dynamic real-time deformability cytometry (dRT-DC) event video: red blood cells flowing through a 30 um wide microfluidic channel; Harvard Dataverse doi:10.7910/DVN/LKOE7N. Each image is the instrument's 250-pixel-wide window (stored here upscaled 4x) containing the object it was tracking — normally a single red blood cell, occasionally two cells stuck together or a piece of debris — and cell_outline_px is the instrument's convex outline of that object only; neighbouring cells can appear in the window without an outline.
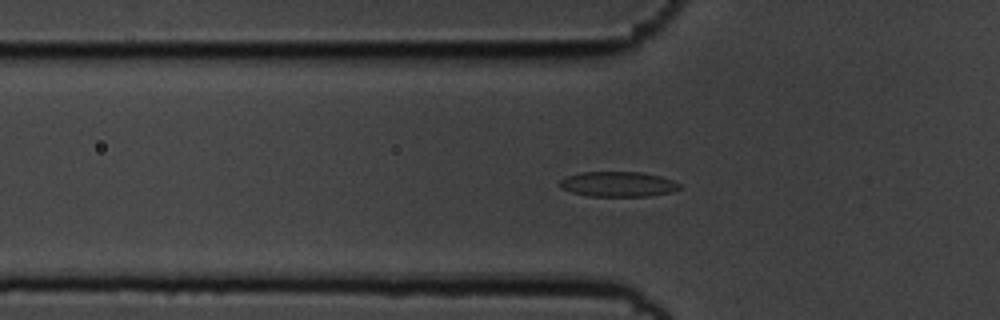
{"species": "common noctule bat (a hibernating species)", "species_latin": "Nyctalus noctula", "temperature_condition": "cold", "stored_images_in_passage": 40, "camera_frame_rate_fps": 3000, "um_per_image_px": 0.085, "animal": {"sex": "male", "body_mass_g": 19.5, "forearm_length_mm": 54.6}, "frame": {"image": 1, "passage_image": 3, "time_ms": 0.667, "image_size_px": [1000, 320], "cell_outline_px": [[680, 188], [672, 192], [648, 196], [588, 196], [572, 192], [560, 188], [556, 184], [560, 180], [568, 176], [580, 172], [644, 172], [660, 176], [672, 180], [680, 184]], "centroid_in_image_um": [52.5, 15.65], "position_along_channel_um": 73.3, "area_um2": 17.63}}
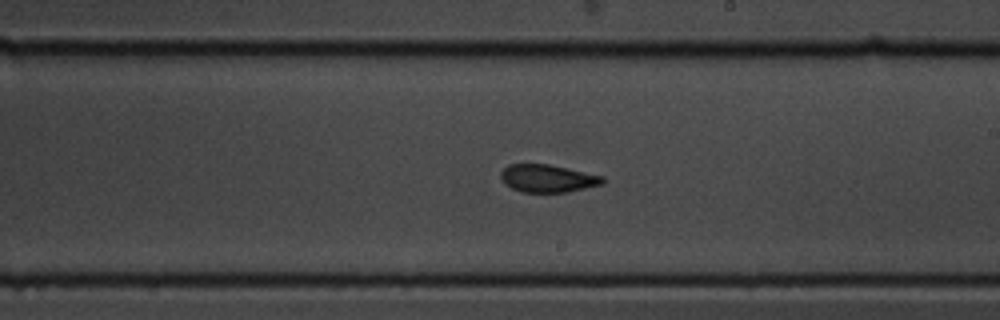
{"frame": {"image": 2, "passage_image": 17, "time_ms": 5.333, "image_size_px": [1000, 320], "cell_outline_px": [[604, 184], [568, 192], [520, 192], [504, 184], [500, 176], [500, 172], [508, 164], [548, 164], [604, 176]], "centroid_in_image_um": [46.54, 15.17], "position_along_channel_um": 242.5, "area_um2": 16.53}}
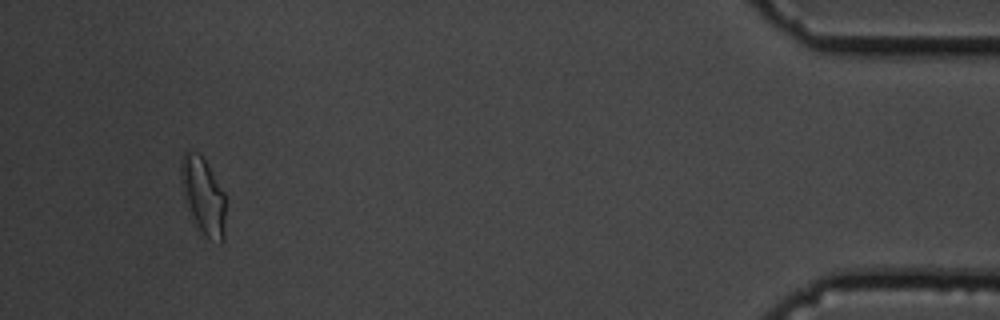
{"frame": {"image": 3, "passage_image": 37, "time_ms": 12.0, "image_size_px": [1000, 320], "cell_outline_px": [[224, 240], [220, 244], [208, 240], [204, 236], [196, 224], [192, 216], [184, 196], [180, 176], [180, 160], [184, 152], [200, 152], [224, 192]], "centroid_in_image_um": [17.27, 16.66], "position_along_channel_um": 417.9, "area_um2": 19.88}, "authors_computed_cell_mechanics": {"area_um2": 17.1955, "velocity_mm_per_s": 3.6338, "shape_relaxation_time_tau1_ms": null, "shape_relaxation_time_tau2_ms": 2.2004, "deformation_change_tau1": null, "deformation_change_tau2": 0.0738}}